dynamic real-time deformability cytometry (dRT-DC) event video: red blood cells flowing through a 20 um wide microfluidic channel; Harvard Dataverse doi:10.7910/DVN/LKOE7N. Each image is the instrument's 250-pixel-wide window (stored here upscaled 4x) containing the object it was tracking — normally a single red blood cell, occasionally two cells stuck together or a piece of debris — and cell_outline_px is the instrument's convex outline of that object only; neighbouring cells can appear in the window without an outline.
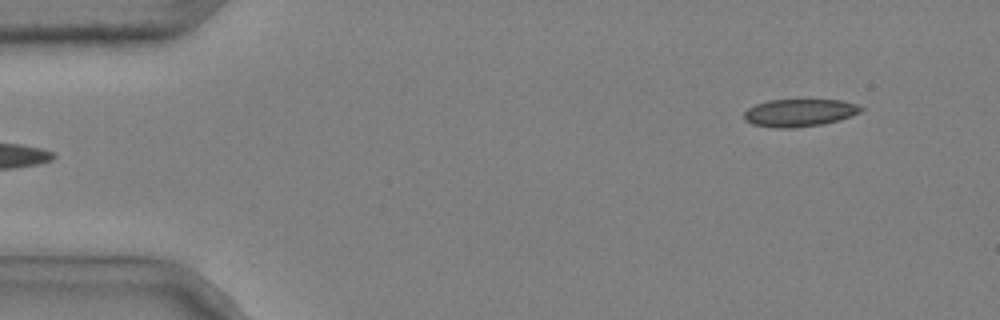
{"species": "common noctule bat (a hibernating species)", "species_latin": "Nyctalus noctula", "temperature_condition": "cold", "stored_images_in_passage": 4, "camera_frame_rate_fps": 3000, "um_per_image_px": 0.085, "animal": {"sex": "male", "body_mass_g": 20.4}, "frame": {"image": 1, "passage_image": 4, "time_ms": 1.0, "image_size_px": [1000, 320], "cell_outline_px": [[864, 108], [860, 112], [852, 116], [840, 120], [820, 124], [792, 128], [776, 128], [752, 124], [744, 120], [744, 112], [748, 108], [756, 104], [768, 100], [840, 100], [856, 104]], "centroid_in_image_um": [67.94, 9.58], "position_along_channel_um": 17.1, "area_um2": 18.73}}